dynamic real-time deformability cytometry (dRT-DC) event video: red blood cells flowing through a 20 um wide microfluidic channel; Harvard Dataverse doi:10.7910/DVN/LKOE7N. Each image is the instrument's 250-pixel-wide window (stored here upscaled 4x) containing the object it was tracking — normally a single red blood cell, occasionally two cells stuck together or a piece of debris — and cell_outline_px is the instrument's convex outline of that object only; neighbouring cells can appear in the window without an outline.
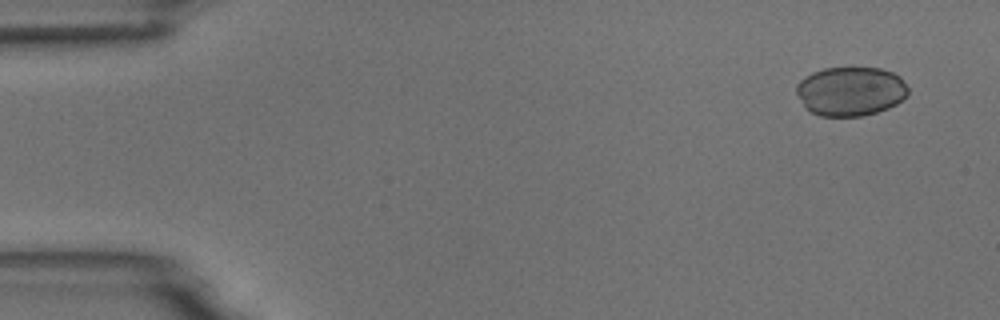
{"species": "common noctule bat (a hibernating species)", "species_latin": "Nyctalus noctula", "temperature_condition": "room temperature", "stored_images_in_passage": 5, "camera_frame_rate_fps": 3000, "um_per_image_px": 0.085, "animal": {"sex": "male", "body_mass_g": 18.8}, "frame": {"image": 1, "passage_image": 1, "time_ms": 0.0, "image_size_px": [1000, 320], "cell_outline_px": [[908, 92], [896, 104], [888, 108], [876, 112], [860, 116], [820, 116], [804, 108], [796, 92], [796, 84], [804, 76], [812, 72], [824, 68], [880, 68], [892, 72], [900, 76], [908, 88]], "centroid_in_image_um": [72.26, 7.75], "position_along_channel_um": 12.7, "area_um2": 32.02}}